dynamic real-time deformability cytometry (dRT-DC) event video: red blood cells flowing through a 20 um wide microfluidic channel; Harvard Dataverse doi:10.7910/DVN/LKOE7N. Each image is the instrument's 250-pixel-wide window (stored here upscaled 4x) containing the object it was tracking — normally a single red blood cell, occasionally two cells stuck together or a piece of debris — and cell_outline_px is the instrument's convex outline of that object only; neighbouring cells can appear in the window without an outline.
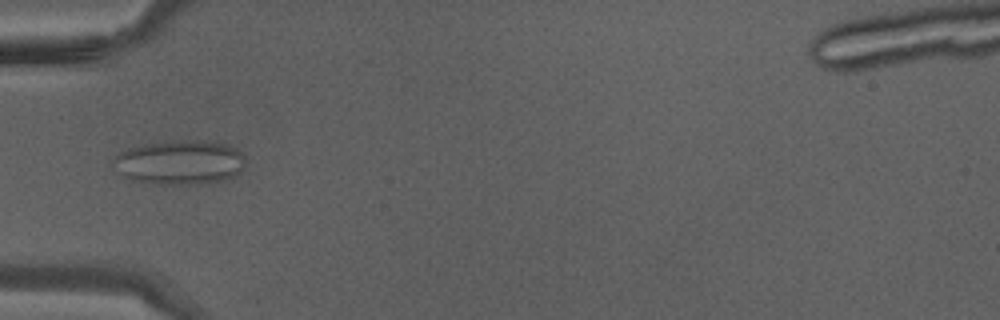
{"species": "Egyptian fruit bat (a non-hibernating species)", "species_latin": "Rousettus aegyptiacus", "temperature_condition": "warm", "stored_images_in_passage": 39, "camera_frame_rate_fps": 3000, "um_per_image_px": 0.085, "animal": {"sex": "male"}, "frame": {"image": 1, "passage_image": 12, "time_ms": 3.667, "image_size_px": [1000, 320], "cell_outline_px": [[244, 168], [236, 176], [220, 180], [200, 184], [152, 184], [132, 180], [116, 172], [112, 160], [116, 156], [132, 148], [144, 144], [160, 140], [212, 140], [236, 148], [244, 156]], "centroid_in_image_um": [15.29, 13.79], "position_along_channel_um": 69.7, "area_um2": 34.51}}